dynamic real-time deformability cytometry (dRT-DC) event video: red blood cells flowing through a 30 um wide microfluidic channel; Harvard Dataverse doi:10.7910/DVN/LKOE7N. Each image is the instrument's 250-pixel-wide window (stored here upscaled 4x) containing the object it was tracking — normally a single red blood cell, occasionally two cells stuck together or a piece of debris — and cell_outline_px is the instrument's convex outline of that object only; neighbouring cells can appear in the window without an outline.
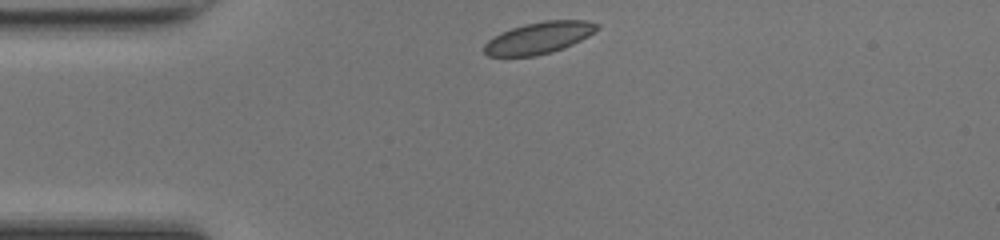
{"species": "common noctule bat (a hibernating species)", "species_latin": "Nyctalus noctula", "temperature_condition": "room temperature", "stored_images_in_passage": 32, "camera_frame_rate_fps": 3000, "um_per_image_px": 0.085, "animal": {"sex": "female", "body_mass_g": 17.0, "forearm_length_mm": 48.0}, "frame": {"image": 1, "passage_image": 1, "time_ms": 0.0, "image_size_px": [1000, 240], "cell_outline_px": [[600, 28], [588, 36], [564, 48], [552, 52], [536, 56], [488, 56], [484, 52], [484, 44], [488, 40], [500, 32], [524, 24], [544, 20], [588, 20], [600, 24]], "centroid_in_image_um": [45.82, 3.21], "position_along_channel_um": 39.2, "area_um2": 20.98}}
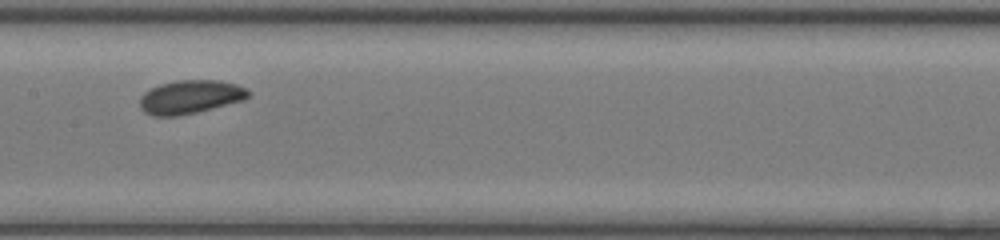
{"frame": {"image": 2, "passage_image": 14, "time_ms": 4.333, "image_size_px": [1000, 240], "cell_outline_px": [[252, 92], [244, 100], [196, 112], [176, 116], [152, 116], [144, 112], [140, 108], [140, 100], [144, 92], [160, 84], [176, 80], [220, 80], [236, 84], [248, 88]], "centroid_in_image_um": [16.19, 8.23], "position_along_channel_um": 191.2, "area_um2": 21.27}}
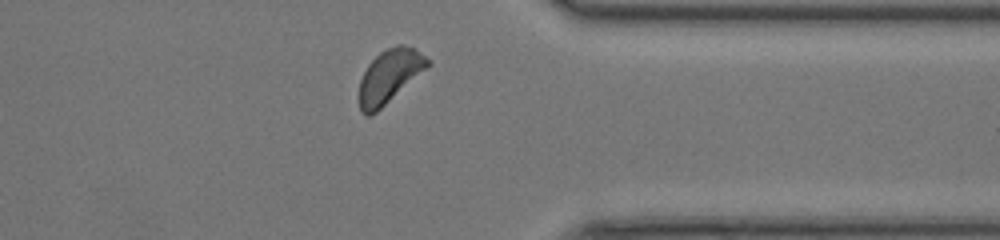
{"frame": {"image": 3, "passage_image": 28, "time_ms": 9.0, "image_size_px": [1000, 240], "cell_outline_px": [[432, 64], [376, 112], [368, 116], [364, 116], [360, 112], [360, 80], [368, 64], [380, 52], [396, 44], [404, 44], [416, 48]], "centroid_in_image_um": [33.11, 6.46], "position_along_channel_um": 378.3, "area_um2": 21.1}, "authors_computed_cell_mechanics": {"area_um2": 20.8658, "velocity_mm_per_s": 4.1913, "shape_relaxation_time_tau1_ms": 5.7444, "shape_relaxation_time_tau2_ms": 2.4121, "deformation_change_tau1": 0.103, "deformation_change_tau2": 0.0637}}